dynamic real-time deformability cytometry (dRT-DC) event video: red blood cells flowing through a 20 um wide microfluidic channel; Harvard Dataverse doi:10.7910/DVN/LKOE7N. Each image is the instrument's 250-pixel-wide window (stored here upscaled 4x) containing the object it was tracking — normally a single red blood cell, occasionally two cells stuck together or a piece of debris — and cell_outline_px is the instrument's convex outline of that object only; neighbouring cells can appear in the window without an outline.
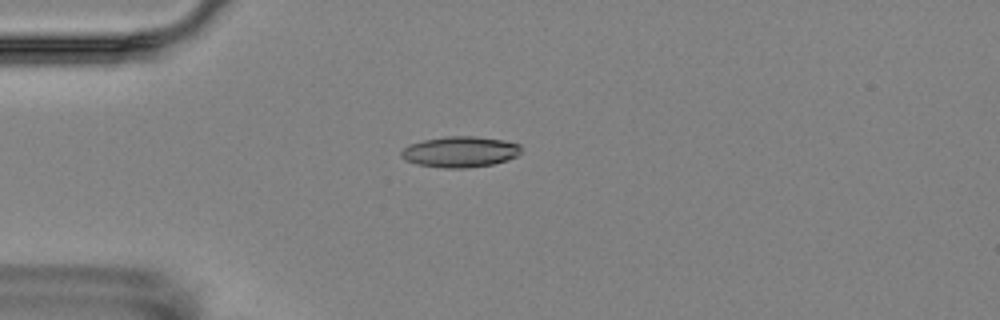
{"species": "Egyptian fruit bat (a non-hibernating species)", "species_latin": "Rousettus aegyptiacus", "temperature_condition": "room temperature", "stored_images_in_passage": 17, "camera_frame_rate_fps": 3000, "um_per_image_px": 0.085, "animal": {"sex": "female"}, "frame": {"image": 1, "passage_image": 5, "time_ms": 4.667, "image_size_px": [1000, 320], "cell_outline_px": [[520, 152], [516, 156], [508, 160], [492, 164], [468, 168], [444, 168], [416, 164], [404, 160], [400, 156], [400, 152], [408, 144], [424, 140], [444, 136], [476, 136], [504, 140], [520, 144]], "centroid_in_image_um": [39.08, 12.9], "position_along_channel_um": 45.9, "area_um2": 21.73}}
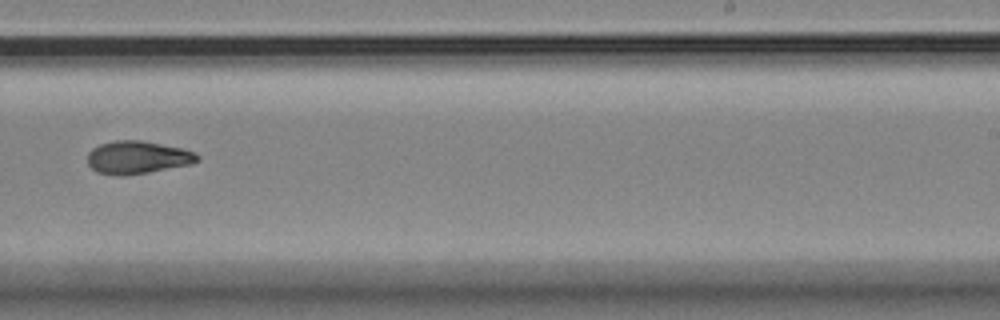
{"frame": {"image": 2, "passage_image": 11, "time_ms": 11.667, "image_size_px": [1000, 320], "cell_outline_px": [[200, 160], [192, 164], [148, 172], [124, 176], [116, 176], [96, 172], [88, 164], [88, 152], [92, 148], [100, 144], [116, 140], [140, 140], [184, 148], [196, 152], [200, 156]], "centroid_in_image_um": [11.71, 13.38], "position_along_channel_um": 277.3, "area_um2": 21.27}}
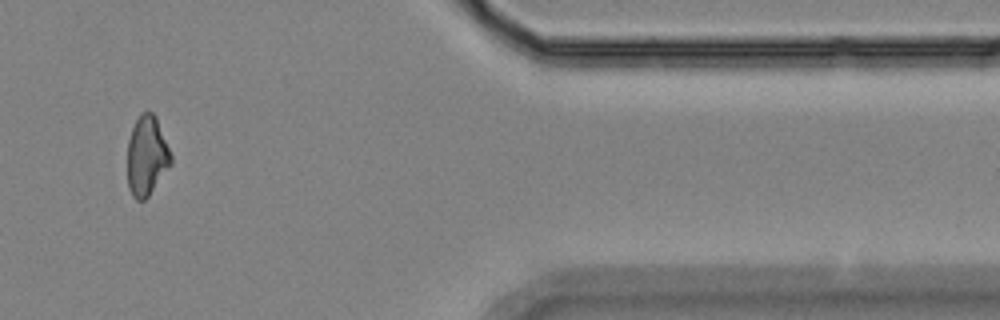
{"frame": {"image": 3, "passage_image": 15, "time_ms": 16.0, "image_size_px": [1000, 320], "cell_outline_px": [[172, 164], [148, 196], [144, 200], [136, 200], [132, 196], [128, 188], [128, 140], [132, 128], [140, 112], [152, 112], [156, 116], [172, 156]], "centroid_in_image_um": [12.48, 13.25], "position_along_channel_um": 398.9, "area_um2": 20.23}, "authors_computed_cell_mechanics": {"area_um2": 20.808, "velocity_mm_per_s": 3.559, "shape_relaxation_time_tau1_ms": null, "shape_relaxation_time_tau2_ms": 8.0014, "deformation_change_tau1": null, "deformation_change_tau2": 0.1398}}